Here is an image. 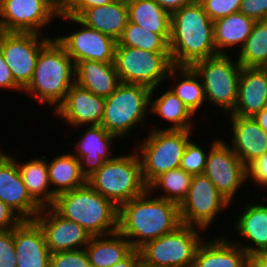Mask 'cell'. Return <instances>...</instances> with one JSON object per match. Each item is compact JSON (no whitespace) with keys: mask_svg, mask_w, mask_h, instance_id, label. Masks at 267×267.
Returning a JSON list of instances; mask_svg holds the SVG:
<instances>
[{"mask_svg":"<svg viewBox=\"0 0 267 267\" xmlns=\"http://www.w3.org/2000/svg\"><path fill=\"white\" fill-rule=\"evenodd\" d=\"M147 190L119 207L118 231L139 249L146 242L175 231L181 223L179 205Z\"/></svg>","mask_w":267,"mask_h":267,"instance_id":"6da1fadb","label":"cell"},{"mask_svg":"<svg viewBox=\"0 0 267 267\" xmlns=\"http://www.w3.org/2000/svg\"><path fill=\"white\" fill-rule=\"evenodd\" d=\"M169 49L173 66H192L218 55L213 21L198 0L171 14Z\"/></svg>","mask_w":267,"mask_h":267,"instance_id":"7a4b0ae2","label":"cell"},{"mask_svg":"<svg viewBox=\"0 0 267 267\" xmlns=\"http://www.w3.org/2000/svg\"><path fill=\"white\" fill-rule=\"evenodd\" d=\"M74 83L75 64L64 46L52 37L40 50L33 78L23 91L40 105L55 110Z\"/></svg>","mask_w":267,"mask_h":267,"instance_id":"3957f363","label":"cell"},{"mask_svg":"<svg viewBox=\"0 0 267 267\" xmlns=\"http://www.w3.org/2000/svg\"><path fill=\"white\" fill-rule=\"evenodd\" d=\"M51 207L63 218L78 223L91 236L118 231L119 208L88 183L56 195Z\"/></svg>","mask_w":267,"mask_h":267,"instance_id":"277c9868","label":"cell"},{"mask_svg":"<svg viewBox=\"0 0 267 267\" xmlns=\"http://www.w3.org/2000/svg\"><path fill=\"white\" fill-rule=\"evenodd\" d=\"M87 183L118 208L147 191L137 152L115 155L87 179Z\"/></svg>","mask_w":267,"mask_h":267,"instance_id":"5b68a950","label":"cell"},{"mask_svg":"<svg viewBox=\"0 0 267 267\" xmlns=\"http://www.w3.org/2000/svg\"><path fill=\"white\" fill-rule=\"evenodd\" d=\"M151 92V89L144 85L120 83L116 90L105 98L100 125L108 133L118 138H126L135 126L145 125L150 112Z\"/></svg>","mask_w":267,"mask_h":267,"instance_id":"8992f818","label":"cell"},{"mask_svg":"<svg viewBox=\"0 0 267 267\" xmlns=\"http://www.w3.org/2000/svg\"><path fill=\"white\" fill-rule=\"evenodd\" d=\"M151 129V130H150ZM137 148L142 176L148 186L156 177L180 166L181 158L192 130H165L151 127Z\"/></svg>","mask_w":267,"mask_h":267,"instance_id":"52a82bcc","label":"cell"},{"mask_svg":"<svg viewBox=\"0 0 267 267\" xmlns=\"http://www.w3.org/2000/svg\"><path fill=\"white\" fill-rule=\"evenodd\" d=\"M201 231L206 232L201 228L182 224L175 231L146 242L138 249L142 265L193 267L196 251L204 238L206 239Z\"/></svg>","mask_w":267,"mask_h":267,"instance_id":"ba28073f","label":"cell"},{"mask_svg":"<svg viewBox=\"0 0 267 267\" xmlns=\"http://www.w3.org/2000/svg\"><path fill=\"white\" fill-rule=\"evenodd\" d=\"M231 57L229 54H218L191 66L202 81L207 103L219 107V110L221 108L225 116L236 106L242 69L239 62Z\"/></svg>","mask_w":267,"mask_h":267,"instance_id":"9c48e42d","label":"cell"},{"mask_svg":"<svg viewBox=\"0 0 267 267\" xmlns=\"http://www.w3.org/2000/svg\"><path fill=\"white\" fill-rule=\"evenodd\" d=\"M114 65L121 83L140 84L156 89L167 79L173 66L170 52H152L115 46Z\"/></svg>","mask_w":267,"mask_h":267,"instance_id":"30bf717a","label":"cell"},{"mask_svg":"<svg viewBox=\"0 0 267 267\" xmlns=\"http://www.w3.org/2000/svg\"><path fill=\"white\" fill-rule=\"evenodd\" d=\"M62 10L57 0H2L0 31L44 34Z\"/></svg>","mask_w":267,"mask_h":267,"instance_id":"8fae6325","label":"cell"},{"mask_svg":"<svg viewBox=\"0 0 267 267\" xmlns=\"http://www.w3.org/2000/svg\"><path fill=\"white\" fill-rule=\"evenodd\" d=\"M229 205L231 203L204 173L193 175L188 193L179 205L181 223L207 231Z\"/></svg>","mask_w":267,"mask_h":267,"instance_id":"7c38bea8","label":"cell"},{"mask_svg":"<svg viewBox=\"0 0 267 267\" xmlns=\"http://www.w3.org/2000/svg\"><path fill=\"white\" fill-rule=\"evenodd\" d=\"M52 37L45 34L0 31V50L15 83L22 90L33 78L40 50Z\"/></svg>","mask_w":267,"mask_h":267,"instance_id":"4fadbf2b","label":"cell"},{"mask_svg":"<svg viewBox=\"0 0 267 267\" xmlns=\"http://www.w3.org/2000/svg\"><path fill=\"white\" fill-rule=\"evenodd\" d=\"M210 146L204 174L232 204L237 191L246 183V166L231 150L227 141L216 139Z\"/></svg>","mask_w":267,"mask_h":267,"instance_id":"5bb4252c","label":"cell"},{"mask_svg":"<svg viewBox=\"0 0 267 267\" xmlns=\"http://www.w3.org/2000/svg\"><path fill=\"white\" fill-rule=\"evenodd\" d=\"M58 18L75 22L80 26L68 35L55 37L64 46L75 65L80 61L114 63L117 42L113 38L86 26L76 17L67 16L61 12Z\"/></svg>","mask_w":267,"mask_h":267,"instance_id":"9a60e30c","label":"cell"},{"mask_svg":"<svg viewBox=\"0 0 267 267\" xmlns=\"http://www.w3.org/2000/svg\"><path fill=\"white\" fill-rule=\"evenodd\" d=\"M34 220L42 229L51 254L84 249L92 237L82 226L63 218L52 207H43Z\"/></svg>","mask_w":267,"mask_h":267,"instance_id":"2e32d148","label":"cell"},{"mask_svg":"<svg viewBox=\"0 0 267 267\" xmlns=\"http://www.w3.org/2000/svg\"><path fill=\"white\" fill-rule=\"evenodd\" d=\"M105 98L93 94L74 83L66 94L64 101L55 109L66 124L73 127L100 125L104 114Z\"/></svg>","mask_w":267,"mask_h":267,"instance_id":"e0dca14e","label":"cell"},{"mask_svg":"<svg viewBox=\"0 0 267 267\" xmlns=\"http://www.w3.org/2000/svg\"><path fill=\"white\" fill-rule=\"evenodd\" d=\"M0 200L23 220H34L42 209L28 194L16 161L0 150Z\"/></svg>","mask_w":267,"mask_h":267,"instance_id":"ac0fdd59","label":"cell"},{"mask_svg":"<svg viewBox=\"0 0 267 267\" xmlns=\"http://www.w3.org/2000/svg\"><path fill=\"white\" fill-rule=\"evenodd\" d=\"M84 128V133L80 132L79 141L74 144L73 155L79 160L82 175L88 179L105 161L115 157L112 145L120 138L108 133L101 125Z\"/></svg>","mask_w":267,"mask_h":267,"instance_id":"d6986e66","label":"cell"},{"mask_svg":"<svg viewBox=\"0 0 267 267\" xmlns=\"http://www.w3.org/2000/svg\"><path fill=\"white\" fill-rule=\"evenodd\" d=\"M14 244L17 267H49L51 252L35 220H22L14 228Z\"/></svg>","mask_w":267,"mask_h":267,"instance_id":"ffe728a7","label":"cell"},{"mask_svg":"<svg viewBox=\"0 0 267 267\" xmlns=\"http://www.w3.org/2000/svg\"><path fill=\"white\" fill-rule=\"evenodd\" d=\"M231 121L232 138L228 145L247 166L267 153V132L252 117L227 115Z\"/></svg>","mask_w":267,"mask_h":267,"instance_id":"44dd1931","label":"cell"},{"mask_svg":"<svg viewBox=\"0 0 267 267\" xmlns=\"http://www.w3.org/2000/svg\"><path fill=\"white\" fill-rule=\"evenodd\" d=\"M267 106V68L242 67L238 99L228 115L253 117Z\"/></svg>","mask_w":267,"mask_h":267,"instance_id":"7402d4cb","label":"cell"},{"mask_svg":"<svg viewBox=\"0 0 267 267\" xmlns=\"http://www.w3.org/2000/svg\"><path fill=\"white\" fill-rule=\"evenodd\" d=\"M253 203L251 201L245 204L233 226L234 231L246 240V245L235 239L233 243L239 245L248 255L267 252V205Z\"/></svg>","mask_w":267,"mask_h":267,"instance_id":"603a6c76","label":"cell"},{"mask_svg":"<svg viewBox=\"0 0 267 267\" xmlns=\"http://www.w3.org/2000/svg\"><path fill=\"white\" fill-rule=\"evenodd\" d=\"M225 235L199 245L193 267H246L248 254Z\"/></svg>","mask_w":267,"mask_h":267,"instance_id":"cb8c5ba5","label":"cell"},{"mask_svg":"<svg viewBox=\"0 0 267 267\" xmlns=\"http://www.w3.org/2000/svg\"><path fill=\"white\" fill-rule=\"evenodd\" d=\"M75 83L95 95L107 98L121 82L114 63L80 61L75 65Z\"/></svg>","mask_w":267,"mask_h":267,"instance_id":"d4e9b609","label":"cell"},{"mask_svg":"<svg viewBox=\"0 0 267 267\" xmlns=\"http://www.w3.org/2000/svg\"><path fill=\"white\" fill-rule=\"evenodd\" d=\"M78 19L117 42L129 21L127 4L114 1L107 5L88 8Z\"/></svg>","mask_w":267,"mask_h":267,"instance_id":"484cf974","label":"cell"},{"mask_svg":"<svg viewBox=\"0 0 267 267\" xmlns=\"http://www.w3.org/2000/svg\"><path fill=\"white\" fill-rule=\"evenodd\" d=\"M255 20L236 12L213 21L214 45L218 54L228 55V50L239 52L251 34ZM226 49V50H225Z\"/></svg>","mask_w":267,"mask_h":267,"instance_id":"4316f807","label":"cell"},{"mask_svg":"<svg viewBox=\"0 0 267 267\" xmlns=\"http://www.w3.org/2000/svg\"><path fill=\"white\" fill-rule=\"evenodd\" d=\"M17 163L18 170L30 197L41 207H51L56 195L52 192L47 159L43 155L27 162L20 163L15 156H11Z\"/></svg>","mask_w":267,"mask_h":267,"instance_id":"83f0119b","label":"cell"},{"mask_svg":"<svg viewBox=\"0 0 267 267\" xmlns=\"http://www.w3.org/2000/svg\"><path fill=\"white\" fill-rule=\"evenodd\" d=\"M84 249L91 267H111L133 250L130 242L119 231L92 236Z\"/></svg>","mask_w":267,"mask_h":267,"instance_id":"f1b7e54d","label":"cell"},{"mask_svg":"<svg viewBox=\"0 0 267 267\" xmlns=\"http://www.w3.org/2000/svg\"><path fill=\"white\" fill-rule=\"evenodd\" d=\"M150 114L159 116L171 123L165 130H193L194 115L170 89H165L158 97L153 96L157 89H151ZM156 99H155V98ZM154 99V100H153Z\"/></svg>","mask_w":267,"mask_h":267,"instance_id":"f546056e","label":"cell"},{"mask_svg":"<svg viewBox=\"0 0 267 267\" xmlns=\"http://www.w3.org/2000/svg\"><path fill=\"white\" fill-rule=\"evenodd\" d=\"M170 77L178 81L174 86L169 87L171 92L184 103L193 115L197 114L206 102L200 77L191 66H172L167 74V78Z\"/></svg>","mask_w":267,"mask_h":267,"instance_id":"4dcf8cb0","label":"cell"},{"mask_svg":"<svg viewBox=\"0 0 267 267\" xmlns=\"http://www.w3.org/2000/svg\"><path fill=\"white\" fill-rule=\"evenodd\" d=\"M59 154L51 161L47 158L49 180L55 195L87 183V179L81 173L79 160L71 152Z\"/></svg>","mask_w":267,"mask_h":267,"instance_id":"1f68e13d","label":"cell"},{"mask_svg":"<svg viewBox=\"0 0 267 267\" xmlns=\"http://www.w3.org/2000/svg\"><path fill=\"white\" fill-rule=\"evenodd\" d=\"M129 21L148 32L170 34L171 14L155 0H136L127 4Z\"/></svg>","mask_w":267,"mask_h":267,"instance_id":"d6a6232c","label":"cell"},{"mask_svg":"<svg viewBox=\"0 0 267 267\" xmlns=\"http://www.w3.org/2000/svg\"><path fill=\"white\" fill-rule=\"evenodd\" d=\"M192 175L181 168L169 170L156 177L148 186L147 190L153 195L160 191L161 195L155 197L174 202L178 205L186 197L190 188ZM164 191V194L161 192Z\"/></svg>","mask_w":267,"mask_h":267,"instance_id":"836d02e7","label":"cell"},{"mask_svg":"<svg viewBox=\"0 0 267 267\" xmlns=\"http://www.w3.org/2000/svg\"><path fill=\"white\" fill-rule=\"evenodd\" d=\"M236 58L242 67L267 68V20L256 21Z\"/></svg>","mask_w":267,"mask_h":267,"instance_id":"e575fe53","label":"cell"},{"mask_svg":"<svg viewBox=\"0 0 267 267\" xmlns=\"http://www.w3.org/2000/svg\"><path fill=\"white\" fill-rule=\"evenodd\" d=\"M170 34H156L128 21L117 41L119 46H127L152 52H170Z\"/></svg>","mask_w":267,"mask_h":267,"instance_id":"d590c367","label":"cell"},{"mask_svg":"<svg viewBox=\"0 0 267 267\" xmlns=\"http://www.w3.org/2000/svg\"><path fill=\"white\" fill-rule=\"evenodd\" d=\"M203 149L198 142L188 141L183 152L179 168L190 175L203 174L206 167L208 151Z\"/></svg>","mask_w":267,"mask_h":267,"instance_id":"8d00e7d4","label":"cell"},{"mask_svg":"<svg viewBox=\"0 0 267 267\" xmlns=\"http://www.w3.org/2000/svg\"><path fill=\"white\" fill-rule=\"evenodd\" d=\"M85 249L55 252L50 255L49 267H90Z\"/></svg>","mask_w":267,"mask_h":267,"instance_id":"74e56055","label":"cell"},{"mask_svg":"<svg viewBox=\"0 0 267 267\" xmlns=\"http://www.w3.org/2000/svg\"><path fill=\"white\" fill-rule=\"evenodd\" d=\"M212 21L239 12L241 0H198Z\"/></svg>","mask_w":267,"mask_h":267,"instance_id":"f35d334b","label":"cell"},{"mask_svg":"<svg viewBox=\"0 0 267 267\" xmlns=\"http://www.w3.org/2000/svg\"><path fill=\"white\" fill-rule=\"evenodd\" d=\"M14 244V228L0 232V267H17Z\"/></svg>","mask_w":267,"mask_h":267,"instance_id":"ab89813d","label":"cell"},{"mask_svg":"<svg viewBox=\"0 0 267 267\" xmlns=\"http://www.w3.org/2000/svg\"><path fill=\"white\" fill-rule=\"evenodd\" d=\"M248 180L255 182L259 187L267 188V153L246 166V182Z\"/></svg>","mask_w":267,"mask_h":267,"instance_id":"60d3db41","label":"cell"},{"mask_svg":"<svg viewBox=\"0 0 267 267\" xmlns=\"http://www.w3.org/2000/svg\"><path fill=\"white\" fill-rule=\"evenodd\" d=\"M239 12L255 20H267V0H241Z\"/></svg>","mask_w":267,"mask_h":267,"instance_id":"b9f144b4","label":"cell"},{"mask_svg":"<svg viewBox=\"0 0 267 267\" xmlns=\"http://www.w3.org/2000/svg\"><path fill=\"white\" fill-rule=\"evenodd\" d=\"M114 2V0H69L64 6L62 13L78 18L86 9L107 5Z\"/></svg>","mask_w":267,"mask_h":267,"instance_id":"7bdbcfd3","label":"cell"},{"mask_svg":"<svg viewBox=\"0 0 267 267\" xmlns=\"http://www.w3.org/2000/svg\"><path fill=\"white\" fill-rule=\"evenodd\" d=\"M22 220L11 207L0 200V232L12 230Z\"/></svg>","mask_w":267,"mask_h":267,"instance_id":"ee69618b","label":"cell"},{"mask_svg":"<svg viewBox=\"0 0 267 267\" xmlns=\"http://www.w3.org/2000/svg\"><path fill=\"white\" fill-rule=\"evenodd\" d=\"M0 88L7 90H16L17 92L24 93L23 90L15 83L11 70L5 63L3 53L0 50Z\"/></svg>","mask_w":267,"mask_h":267,"instance_id":"f6af8a7d","label":"cell"},{"mask_svg":"<svg viewBox=\"0 0 267 267\" xmlns=\"http://www.w3.org/2000/svg\"><path fill=\"white\" fill-rule=\"evenodd\" d=\"M142 260L139 250L133 249L124 259L111 267H141Z\"/></svg>","mask_w":267,"mask_h":267,"instance_id":"bcb514c9","label":"cell"},{"mask_svg":"<svg viewBox=\"0 0 267 267\" xmlns=\"http://www.w3.org/2000/svg\"><path fill=\"white\" fill-rule=\"evenodd\" d=\"M159 5L172 14L174 11L181 9L183 6L193 3L196 0H155Z\"/></svg>","mask_w":267,"mask_h":267,"instance_id":"7dc6e473","label":"cell"},{"mask_svg":"<svg viewBox=\"0 0 267 267\" xmlns=\"http://www.w3.org/2000/svg\"><path fill=\"white\" fill-rule=\"evenodd\" d=\"M246 267H267V252L248 255Z\"/></svg>","mask_w":267,"mask_h":267,"instance_id":"c3c4849f","label":"cell"},{"mask_svg":"<svg viewBox=\"0 0 267 267\" xmlns=\"http://www.w3.org/2000/svg\"><path fill=\"white\" fill-rule=\"evenodd\" d=\"M256 123L267 132V106L252 117Z\"/></svg>","mask_w":267,"mask_h":267,"instance_id":"681fc988","label":"cell"},{"mask_svg":"<svg viewBox=\"0 0 267 267\" xmlns=\"http://www.w3.org/2000/svg\"><path fill=\"white\" fill-rule=\"evenodd\" d=\"M114 1L120 2V3H124V4H129V3H132V2H134L136 0H114Z\"/></svg>","mask_w":267,"mask_h":267,"instance_id":"f907efd6","label":"cell"},{"mask_svg":"<svg viewBox=\"0 0 267 267\" xmlns=\"http://www.w3.org/2000/svg\"><path fill=\"white\" fill-rule=\"evenodd\" d=\"M62 6H64L69 0H57Z\"/></svg>","mask_w":267,"mask_h":267,"instance_id":"816d5d0a","label":"cell"}]
</instances>
